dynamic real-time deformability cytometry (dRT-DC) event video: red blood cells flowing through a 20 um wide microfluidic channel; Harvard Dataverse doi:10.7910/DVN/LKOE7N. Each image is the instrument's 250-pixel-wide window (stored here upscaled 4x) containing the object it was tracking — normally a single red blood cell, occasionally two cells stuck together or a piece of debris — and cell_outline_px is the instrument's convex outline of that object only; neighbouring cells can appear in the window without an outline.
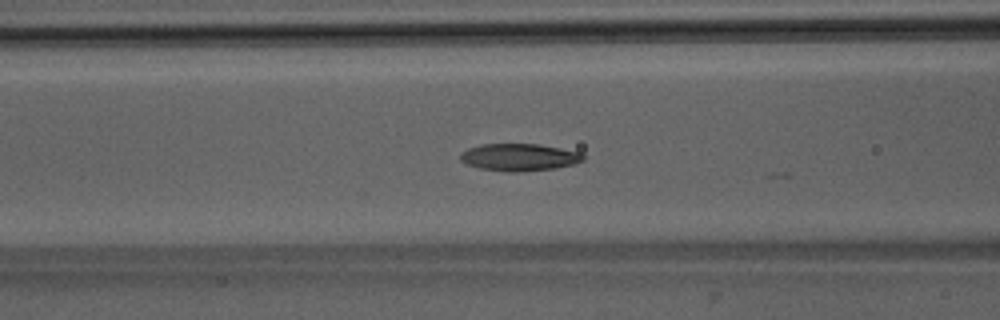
{"species": "Egyptian fruit bat (a non-hibernating species)", "species_latin": "Rousettus aegyptiacus", "temperature_condition": "room temperature", "stored_images_in_passage": 26, "camera_frame_rate_fps": 3000, "um_per_image_px": 0.085, "animal": {"sex": "male"}, "frame": {"image": 1, "passage_image": 22, "time_ms": 7.0, "image_size_px": [1000, 320], "cell_outline_px": [[584, 160], [572, 164], [556, 168], [520, 172], [508, 172], [480, 168], [468, 164], [460, 160], [460, 152], [468, 148], [480, 144], [540, 144], [580, 152], [584, 156]], "centroid_in_image_um": [44.12, 13.36], "position_along_channel_um": 122.5, "area_um2": 19.54}}